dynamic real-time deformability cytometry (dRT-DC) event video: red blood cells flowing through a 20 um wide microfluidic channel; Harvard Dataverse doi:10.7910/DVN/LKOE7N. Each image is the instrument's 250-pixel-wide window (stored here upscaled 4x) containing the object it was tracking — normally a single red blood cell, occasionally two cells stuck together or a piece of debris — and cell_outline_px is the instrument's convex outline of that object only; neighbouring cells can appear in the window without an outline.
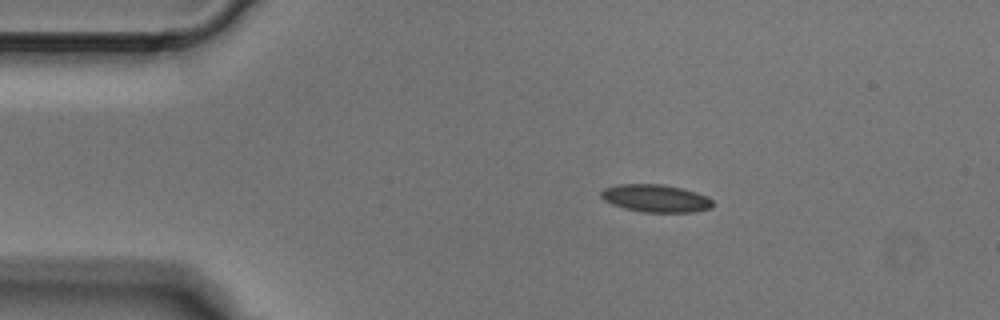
{"species": "Egyptian fruit bat (a non-hibernating species)", "species_latin": "Rousettus aegyptiacus", "temperature_condition": "cold", "stored_images_in_passage": 4, "camera_frame_rate_fps": 3000, "um_per_image_px": 0.085, "animal": {"sex": "male"}, "frame": {"image": 1, "passage_image": 2, "time_ms": 0.333, "image_size_px": [1000, 320], "cell_outline_px": [[712, 208], [696, 212], [644, 212], [624, 208], [612, 204], [604, 200], [600, 196], [600, 192], [604, 188], [616, 184], [660, 184], [680, 188], [696, 192], [712, 200]], "centroid_in_image_um": [55.7, 16.86], "position_along_channel_um": 29.3, "area_um2": 17.92}}
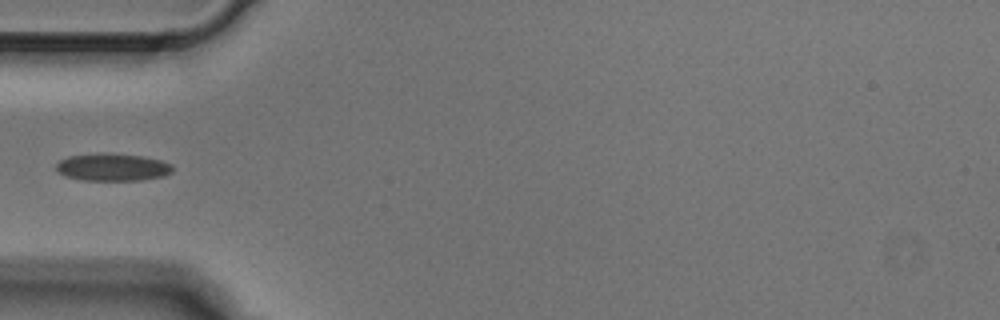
{"frame": {"image": 2, "passage_image": 4, "time_ms": 1.0, "image_size_px": [1000, 320], "cell_outline_px": [[172, 172], [164, 176], [140, 180], [80, 180], [64, 176], [56, 172], [56, 164], [60, 160], [68, 156], [100, 152], [108, 152], [140, 156], [160, 160], [172, 164]], "centroid_in_image_um": [9.52, 14.2], "position_along_channel_um": 75.5, "area_um2": 18.9}}